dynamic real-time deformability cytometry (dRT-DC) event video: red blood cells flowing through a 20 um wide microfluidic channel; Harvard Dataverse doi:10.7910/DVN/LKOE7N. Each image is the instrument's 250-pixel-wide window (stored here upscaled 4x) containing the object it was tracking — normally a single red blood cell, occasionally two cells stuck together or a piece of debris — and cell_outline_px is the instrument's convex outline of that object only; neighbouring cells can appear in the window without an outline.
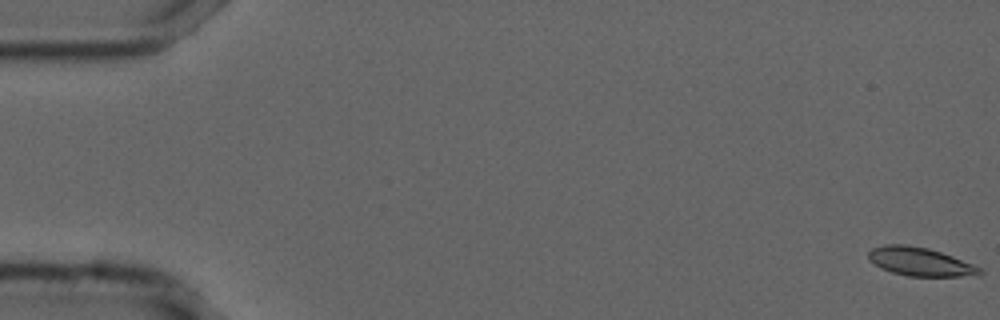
{"species": "common noctule bat (a hibernating species)", "species_latin": "Nyctalus noctula", "temperature_condition": "cold", "stored_images_in_passage": 19, "camera_frame_rate_fps": 3000, "um_per_image_px": 0.085, "animal": {"sex": "male", "forearm_length_mm": 52.5}, "frame": {"image": 1, "passage_image": 1, "time_ms": 0.0, "image_size_px": [1000, 320], "cell_outline_px": [[984, 272], [980, 276], [908, 276], [892, 272], [880, 268], [868, 256], [868, 252], [872, 248], [884, 244], [908, 244], [928, 248], [952, 256], [972, 264], [980, 268]], "centroid_in_image_um": [78.23, 22.24], "position_along_channel_um": 6.8, "area_um2": 18.44}}
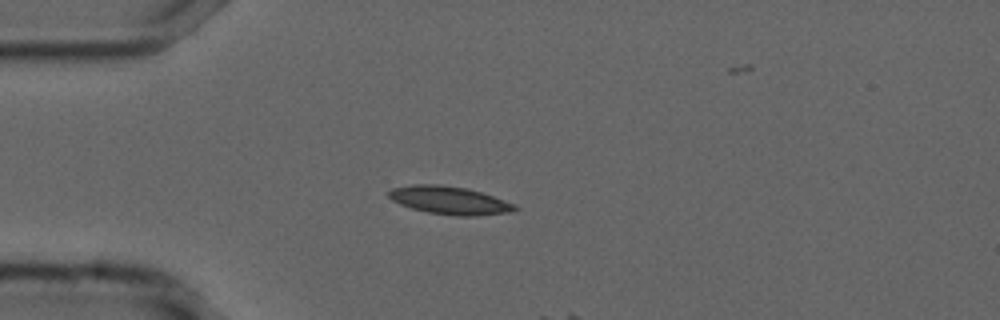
{"frame": {"image": 2, "passage_image": 15, "time_ms": 4.667, "image_size_px": [1000, 320], "cell_outline_px": [[520, 208], [508, 212], [476, 216], [456, 216], [428, 212], [412, 208], [400, 204], [392, 200], [388, 196], [388, 192], [392, 188], [416, 184], [440, 184], [468, 188], [504, 200]], "centroid_in_image_um": [38.18, 17.02], "position_along_channel_um": 46.8, "area_um2": 20.4}}